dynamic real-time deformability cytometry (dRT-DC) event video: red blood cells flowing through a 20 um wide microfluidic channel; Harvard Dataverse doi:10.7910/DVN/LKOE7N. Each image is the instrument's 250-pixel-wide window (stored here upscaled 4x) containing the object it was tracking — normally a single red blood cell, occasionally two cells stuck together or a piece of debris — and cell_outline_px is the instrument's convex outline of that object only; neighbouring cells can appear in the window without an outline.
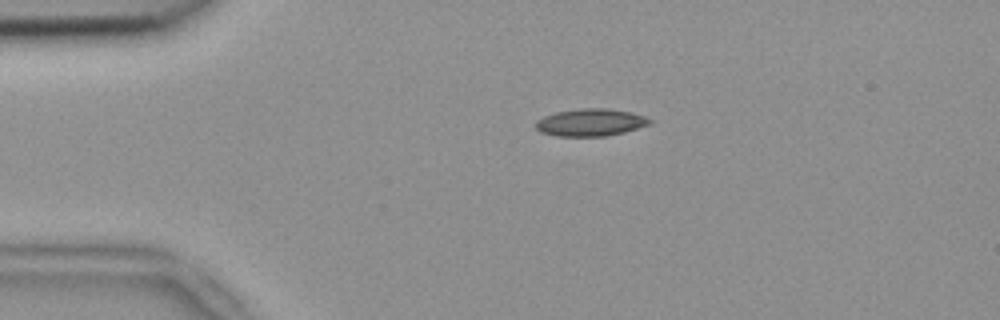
{"species": "common noctule bat (a hibernating species)", "species_latin": "Nyctalus noctula", "temperature_condition": "room temperature", "stored_images_in_passage": 43, "camera_frame_rate_fps": 3000, "um_per_image_px": 0.085, "animal": {"sex": "female", "body_mass_g": 18.4}, "frame": {"image": 1, "passage_image": 2, "time_ms": 0.333, "image_size_px": [1000, 320], "cell_outline_px": [[652, 124], [624, 132], [604, 136], [556, 136], [540, 132], [536, 128], [536, 120], [544, 116], [556, 112], [576, 108], [608, 108], [632, 112], [644, 116], [652, 120]], "centroid_in_image_um": [50.2, 10.4], "position_along_channel_um": 34.8, "area_um2": 18.32}}
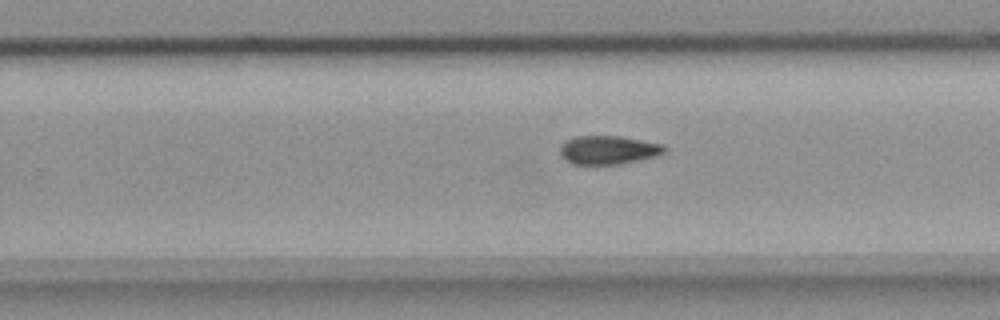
{"frame": {"image": 2, "passage_image": 24, "time_ms": 7.667, "image_size_px": [1000, 320], "cell_outline_px": [[664, 152], [656, 156], [616, 164], [572, 164], [560, 152], [560, 148], [564, 140], [576, 136], [620, 136], [660, 144], [664, 148]], "centroid_in_image_um": [51.65, 12.73], "position_along_channel_um": 278.1, "area_um2": 16.94}}
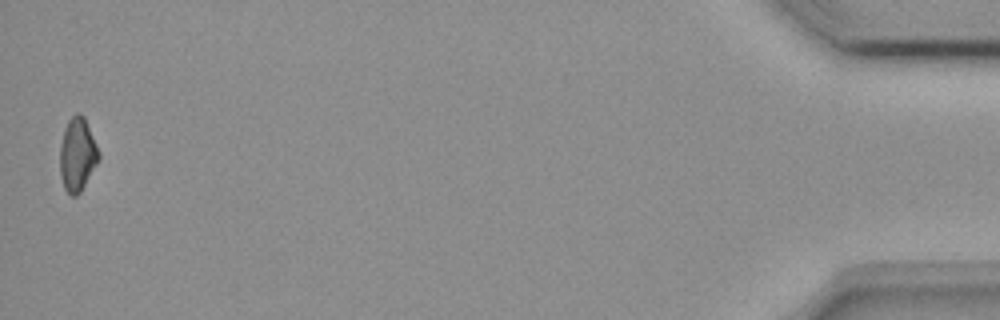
{"frame": {"image": 3, "passage_image": 43, "time_ms": 14.0, "image_size_px": [1000, 320], "cell_outline_px": [[100, 156], [96, 164], [80, 192], [76, 196], [72, 196], [64, 188], [60, 176], [60, 144], [64, 128], [68, 120], [76, 112], [80, 112], [84, 116], [100, 152]], "centroid_in_image_um": [6.57, 13.1], "position_along_channel_um": 428.6, "area_um2": 16.59}}